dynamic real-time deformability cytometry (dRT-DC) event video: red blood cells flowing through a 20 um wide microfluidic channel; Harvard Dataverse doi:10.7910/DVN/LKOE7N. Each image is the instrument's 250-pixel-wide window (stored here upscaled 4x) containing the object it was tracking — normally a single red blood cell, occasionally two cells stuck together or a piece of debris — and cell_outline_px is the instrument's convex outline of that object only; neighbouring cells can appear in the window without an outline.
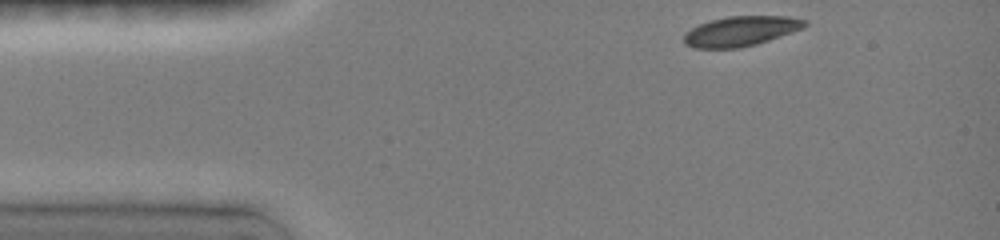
{"species": "common noctule bat (a hibernating species)", "species_latin": "Nyctalus noctula", "temperature_condition": "room temperature", "stored_images_in_passage": 5, "camera_frame_rate_fps": 3000, "um_per_image_px": 0.085, "animal": {"sex": "female", "body_mass_g": 19.0, "forearm_length_mm": 51.5}, "frame": {"image": 1, "passage_image": 1, "time_ms": 0.0, "image_size_px": [1000, 240], "cell_outline_px": [[808, 24], [800, 28], [768, 40], [756, 44], [736, 48], [696, 48], [688, 44], [684, 40], [684, 36], [692, 28], [700, 24], [712, 20], [728, 16], [788, 16], [804, 20]], "centroid_in_image_um": [62.96, 2.64], "position_along_channel_um": 22.0, "area_um2": 20.4}}
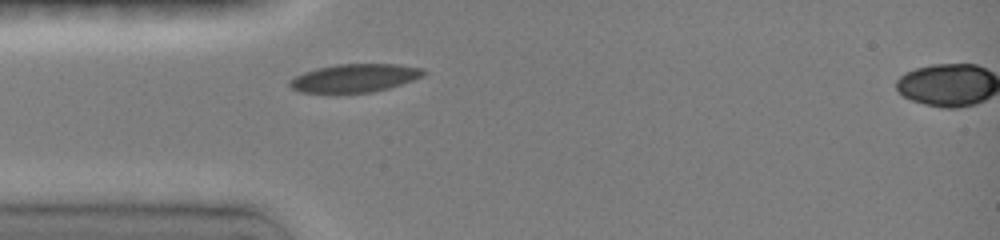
{"frame": {"image": 2, "passage_image": 4, "time_ms": 2.333, "image_size_px": [1000, 240], "cell_outline_px": [[424, 72], [420, 76], [412, 80], [388, 88], [368, 92], [300, 92], [292, 88], [288, 84], [288, 80], [304, 72], [316, 68], [336, 64], [396, 64], [420, 68]], "centroid_in_image_um": [30.07, 6.62], "position_along_channel_um": 54.9, "area_um2": 21.5}}